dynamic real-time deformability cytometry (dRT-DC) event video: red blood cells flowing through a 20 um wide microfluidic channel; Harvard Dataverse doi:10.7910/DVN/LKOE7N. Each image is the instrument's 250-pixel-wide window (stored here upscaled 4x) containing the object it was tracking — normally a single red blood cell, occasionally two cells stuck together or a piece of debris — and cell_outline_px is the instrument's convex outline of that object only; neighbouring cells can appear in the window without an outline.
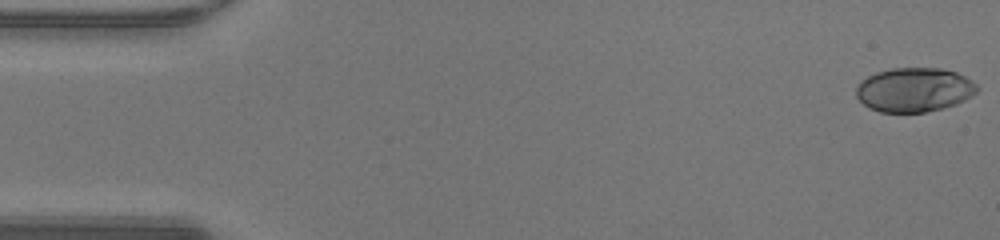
{"species": "human", "species_latin": "Homo sapiens", "temperature_condition": "warm", "stored_images_in_passage": 48, "camera_frame_rate_fps": 3000, "um_per_image_px": 0.085, "donor": {"sex": "male"}, "frame": {"image": 1, "passage_image": 1, "time_ms": 0.0, "image_size_px": [1000, 240], "cell_outline_px": [[980, 88], [972, 96], [956, 104], [924, 112], [880, 112], [868, 108], [856, 96], [856, 88], [860, 80], [876, 72], [892, 68], [940, 68], [956, 72], [972, 80]], "centroid_in_image_um": [77.7, 7.62], "position_along_channel_um": 7.3, "area_um2": 31.21}}
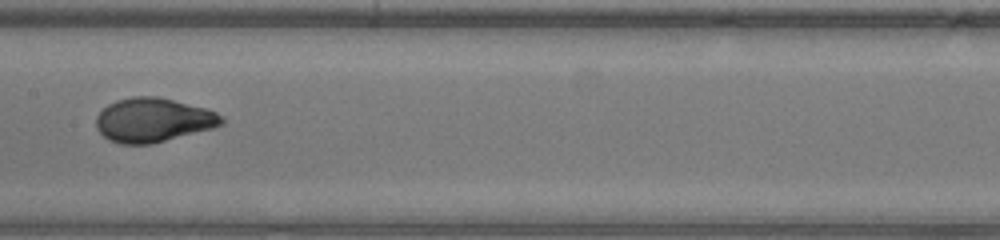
{"frame": {"image": 2, "passage_image": 24, "time_ms": 7.667, "image_size_px": [1000, 240], "cell_outline_px": [[224, 124], [212, 128], [152, 144], [120, 144], [108, 140], [96, 128], [96, 116], [108, 104], [116, 100], [132, 96], [156, 96], [204, 108], [216, 112], [224, 116]], "centroid_in_image_um": [13.0, 10.21], "position_along_channel_um": 194.4, "area_um2": 32.19}}
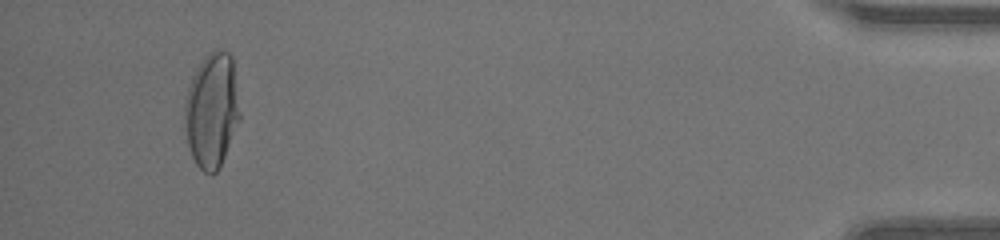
{"frame": {"image": 3, "passage_image": 45, "time_ms": 14.667, "image_size_px": [1000, 240], "cell_outline_px": [[240, 120], [224, 156], [216, 172], [204, 172], [196, 164], [192, 156], [188, 144], [184, 120], [184, 104], [188, 88], [192, 76], [196, 68], [204, 56], [208, 52], [216, 48], [224, 48], [232, 56], [240, 112]], "centroid_in_image_um": [18.0, 9.3], "position_along_channel_um": 417.2, "area_um2": 36.93}, "authors_computed_cell_mechanics": {"area_um2": 31.7611, "velocity_mm_per_s": 4.329, "shape_relaxation_time_tau1_ms": 4.6926, "shape_relaxation_time_tau2_ms": null, "deformation_change_tau1": 0.2401, "deformation_change_tau2": null}}